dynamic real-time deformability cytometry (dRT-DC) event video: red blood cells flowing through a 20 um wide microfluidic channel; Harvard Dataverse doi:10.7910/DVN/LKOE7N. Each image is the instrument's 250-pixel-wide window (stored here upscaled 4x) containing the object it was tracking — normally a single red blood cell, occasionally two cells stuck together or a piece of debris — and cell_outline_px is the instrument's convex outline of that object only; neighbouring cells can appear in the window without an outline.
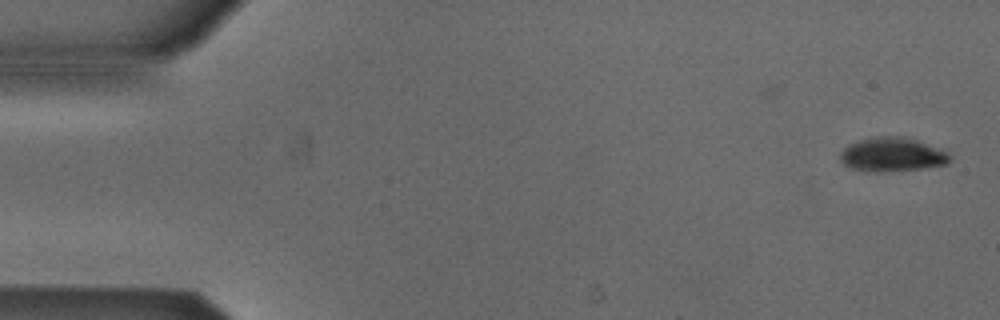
{"species": "Egyptian fruit bat (a non-hibernating species)", "species_latin": "Rousettus aegyptiacus", "temperature_condition": "cold", "stored_images_in_passage": 47, "camera_frame_rate_fps": 3000, "um_per_image_px": 0.085, "animal": {"sex": "male"}, "frame": {"image": 1, "passage_image": 1, "time_ms": 0.0, "image_size_px": [1000, 320], "cell_outline_px": [[952, 160], [948, 164], [920, 168], [880, 172], [868, 172], [852, 168], [844, 164], [840, 160], [840, 152], [848, 144], [872, 136], [904, 136], [916, 140], [948, 152], [952, 156]], "centroid_in_image_um": [75.83, 13.13], "position_along_channel_um": 9.2, "area_um2": 21.79}}
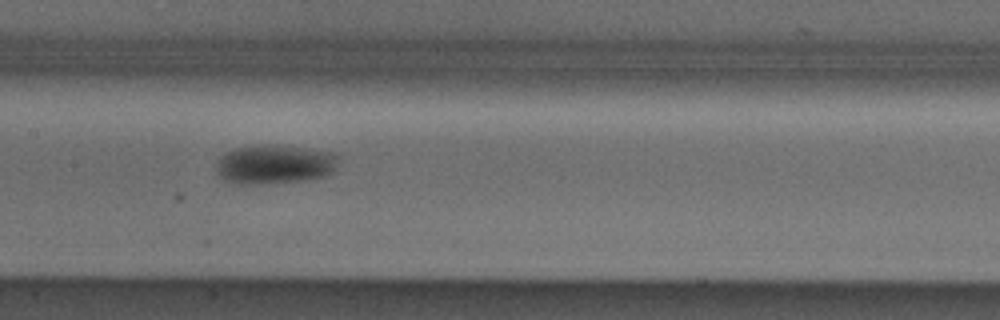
{"frame": {"image": 2, "passage_image": 25, "time_ms": 8.0, "image_size_px": [1000, 320], "cell_outline_px": [[340, 156], [336, 168], [332, 172], [324, 176], [308, 180], [264, 184], [236, 184], [224, 180], [216, 172], [216, 164], [220, 156], [236, 148], [268, 144], [332, 152]], "centroid_in_image_um": [23.34, 13.99], "position_along_channel_um": 184.1, "area_um2": 27.98}}
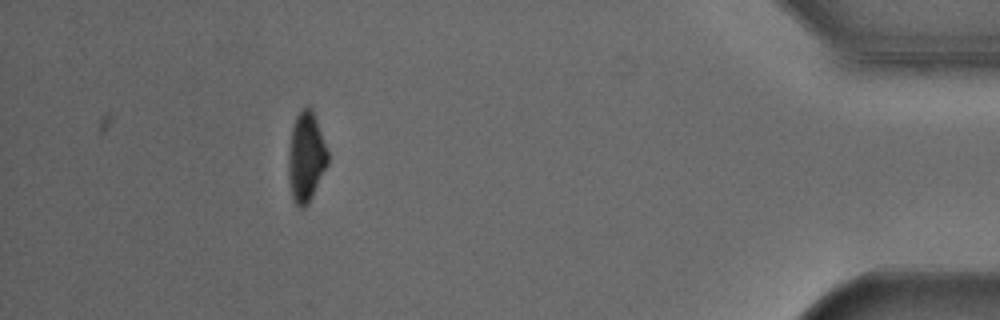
{"frame": {"image": 3, "passage_image": 47, "time_ms": 15.333, "image_size_px": [1000, 320], "cell_outline_px": [[328, 164], [308, 204], [304, 208], [300, 208], [292, 200], [288, 180], [288, 152], [292, 128], [296, 116], [308, 104], [312, 108], [328, 152]], "centroid_in_image_um": [26.0, 13.37], "position_along_channel_um": 409.2, "area_um2": 20.63}, "authors_computed_cell_mechanics": {"area_um2": 25.143, "velocity_mm_per_s": 3.8838, "shape_relaxation_time_tau1_ms": 2.3866, "shape_relaxation_time_tau2_ms": null, "deformation_change_tau1": 0.0957, "deformation_change_tau2": null}}